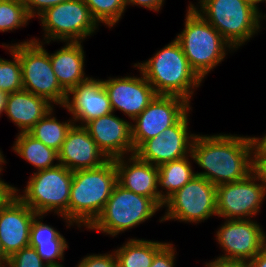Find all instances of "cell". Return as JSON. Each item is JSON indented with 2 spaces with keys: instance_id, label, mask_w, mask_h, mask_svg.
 Segmentation results:
<instances>
[{
  "instance_id": "6da1fadb",
  "label": "cell",
  "mask_w": 266,
  "mask_h": 267,
  "mask_svg": "<svg viewBox=\"0 0 266 267\" xmlns=\"http://www.w3.org/2000/svg\"><path fill=\"white\" fill-rule=\"evenodd\" d=\"M252 136L232 134L200 135L191 148L193 162L204 171L196 172L213 185L240 181L254 172Z\"/></svg>"
},
{
  "instance_id": "7a4b0ae2",
  "label": "cell",
  "mask_w": 266,
  "mask_h": 267,
  "mask_svg": "<svg viewBox=\"0 0 266 267\" xmlns=\"http://www.w3.org/2000/svg\"><path fill=\"white\" fill-rule=\"evenodd\" d=\"M133 66L140 69L157 95L178 96L189 103L195 89L203 83L191 68L176 39L156 51L148 60Z\"/></svg>"
},
{
  "instance_id": "3957f363",
  "label": "cell",
  "mask_w": 266,
  "mask_h": 267,
  "mask_svg": "<svg viewBox=\"0 0 266 267\" xmlns=\"http://www.w3.org/2000/svg\"><path fill=\"white\" fill-rule=\"evenodd\" d=\"M116 184L115 159H109L97 168L74 171L68 221L87 229L100 215Z\"/></svg>"
},
{
  "instance_id": "277c9868",
  "label": "cell",
  "mask_w": 266,
  "mask_h": 267,
  "mask_svg": "<svg viewBox=\"0 0 266 267\" xmlns=\"http://www.w3.org/2000/svg\"><path fill=\"white\" fill-rule=\"evenodd\" d=\"M187 8L184 28L175 39L191 68L204 80L211 70L224 61L228 51L230 53L235 49L190 4Z\"/></svg>"
},
{
  "instance_id": "5b68a950",
  "label": "cell",
  "mask_w": 266,
  "mask_h": 267,
  "mask_svg": "<svg viewBox=\"0 0 266 267\" xmlns=\"http://www.w3.org/2000/svg\"><path fill=\"white\" fill-rule=\"evenodd\" d=\"M189 4L235 51L261 31L260 10L246 0H198L199 5Z\"/></svg>"
},
{
  "instance_id": "8992f818",
  "label": "cell",
  "mask_w": 266,
  "mask_h": 267,
  "mask_svg": "<svg viewBox=\"0 0 266 267\" xmlns=\"http://www.w3.org/2000/svg\"><path fill=\"white\" fill-rule=\"evenodd\" d=\"M73 172L63 165L35 171L29 177L26 187H14V193L36 214L54 212L66 222L67 229L74 224L68 221V204ZM19 193V194H18Z\"/></svg>"
},
{
  "instance_id": "52a82bcc",
  "label": "cell",
  "mask_w": 266,
  "mask_h": 267,
  "mask_svg": "<svg viewBox=\"0 0 266 267\" xmlns=\"http://www.w3.org/2000/svg\"><path fill=\"white\" fill-rule=\"evenodd\" d=\"M159 210L160 207L151 198L129 191L117 183L100 215L87 229L117 237L149 220Z\"/></svg>"
},
{
  "instance_id": "ba28073f",
  "label": "cell",
  "mask_w": 266,
  "mask_h": 267,
  "mask_svg": "<svg viewBox=\"0 0 266 267\" xmlns=\"http://www.w3.org/2000/svg\"><path fill=\"white\" fill-rule=\"evenodd\" d=\"M43 45V42L30 39L11 45L2 44V47H10L19 56L23 90L41 96L53 105L63 107L67 92L60 86L49 54Z\"/></svg>"
},
{
  "instance_id": "9c48e42d",
  "label": "cell",
  "mask_w": 266,
  "mask_h": 267,
  "mask_svg": "<svg viewBox=\"0 0 266 267\" xmlns=\"http://www.w3.org/2000/svg\"><path fill=\"white\" fill-rule=\"evenodd\" d=\"M43 27L44 36L36 42L50 44L51 41L83 42L99 29V24L92 17L83 0H69L46 9L38 17ZM45 41V42H44Z\"/></svg>"
},
{
  "instance_id": "30bf717a",
  "label": "cell",
  "mask_w": 266,
  "mask_h": 267,
  "mask_svg": "<svg viewBox=\"0 0 266 267\" xmlns=\"http://www.w3.org/2000/svg\"><path fill=\"white\" fill-rule=\"evenodd\" d=\"M163 208H166L165 214L159 222H204L212 216H217L216 186L204 177L195 175L165 201Z\"/></svg>"
},
{
  "instance_id": "8fae6325",
  "label": "cell",
  "mask_w": 266,
  "mask_h": 267,
  "mask_svg": "<svg viewBox=\"0 0 266 267\" xmlns=\"http://www.w3.org/2000/svg\"><path fill=\"white\" fill-rule=\"evenodd\" d=\"M266 189L259 176L248 177L216 186L217 216L223 219H251L259 212Z\"/></svg>"
},
{
  "instance_id": "7c38bea8",
  "label": "cell",
  "mask_w": 266,
  "mask_h": 267,
  "mask_svg": "<svg viewBox=\"0 0 266 267\" xmlns=\"http://www.w3.org/2000/svg\"><path fill=\"white\" fill-rule=\"evenodd\" d=\"M224 220L215 235L224 251L218 259L249 262L266 246V234L256 220Z\"/></svg>"
},
{
  "instance_id": "4fadbf2b",
  "label": "cell",
  "mask_w": 266,
  "mask_h": 267,
  "mask_svg": "<svg viewBox=\"0 0 266 267\" xmlns=\"http://www.w3.org/2000/svg\"><path fill=\"white\" fill-rule=\"evenodd\" d=\"M190 108L173 126L161 134L144 141L134 154L154 166L177 160L191 154L192 143L196 134L189 133Z\"/></svg>"
},
{
  "instance_id": "5bb4252c",
  "label": "cell",
  "mask_w": 266,
  "mask_h": 267,
  "mask_svg": "<svg viewBox=\"0 0 266 267\" xmlns=\"http://www.w3.org/2000/svg\"><path fill=\"white\" fill-rule=\"evenodd\" d=\"M190 108L184 98L157 95L131 124L134 152L144 141L173 126Z\"/></svg>"
},
{
  "instance_id": "9a60e30c",
  "label": "cell",
  "mask_w": 266,
  "mask_h": 267,
  "mask_svg": "<svg viewBox=\"0 0 266 267\" xmlns=\"http://www.w3.org/2000/svg\"><path fill=\"white\" fill-rule=\"evenodd\" d=\"M138 76L109 77L102 80L113 112L121 111L134 120L156 98L157 93L140 71Z\"/></svg>"
},
{
  "instance_id": "2e32d148",
  "label": "cell",
  "mask_w": 266,
  "mask_h": 267,
  "mask_svg": "<svg viewBox=\"0 0 266 267\" xmlns=\"http://www.w3.org/2000/svg\"><path fill=\"white\" fill-rule=\"evenodd\" d=\"M37 214L14 192L0 206V243L9 258L30 242V228Z\"/></svg>"
},
{
  "instance_id": "e0dca14e",
  "label": "cell",
  "mask_w": 266,
  "mask_h": 267,
  "mask_svg": "<svg viewBox=\"0 0 266 267\" xmlns=\"http://www.w3.org/2000/svg\"><path fill=\"white\" fill-rule=\"evenodd\" d=\"M62 108L72 114L74 125L78 126H84L93 119L113 112L103 81L93 77L72 88L67 93L66 102Z\"/></svg>"
},
{
  "instance_id": "ac0fdd59",
  "label": "cell",
  "mask_w": 266,
  "mask_h": 267,
  "mask_svg": "<svg viewBox=\"0 0 266 267\" xmlns=\"http://www.w3.org/2000/svg\"><path fill=\"white\" fill-rule=\"evenodd\" d=\"M132 121L111 114L87 122L83 127L108 159L134 154ZM131 153V154H130Z\"/></svg>"
},
{
  "instance_id": "d6986e66",
  "label": "cell",
  "mask_w": 266,
  "mask_h": 267,
  "mask_svg": "<svg viewBox=\"0 0 266 267\" xmlns=\"http://www.w3.org/2000/svg\"><path fill=\"white\" fill-rule=\"evenodd\" d=\"M109 159L83 126L73 125L58 152V163L72 172L97 168Z\"/></svg>"
},
{
  "instance_id": "ffe728a7",
  "label": "cell",
  "mask_w": 266,
  "mask_h": 267,
  "mask_svg": "<svg viewBox=\"0 0 266 267\" xmlns=\"http://www.w3.org/2000/svg\"><path fill=\"white\" fill-rule=\"evenodd\" d=\"M115 167L117 183L120 186L151 198L160 208H163L165 202L159 197L157 166L140 160L132 154L116 158Z\"/></svg>"
},
{
  "instance_id": "44dd1931",
  "label": "cell",
  "mask_w": 266,
  "mask_h": 267,
  "mask_svg": "<svg viewBox=\"0 0 266 267\" xmlns=\"http://www.w3.org/2000/svg\"><path fill=\"white\" fill-rule=\"evenodd\" d=\"M53 108L54 105L47 99L20 90L7 94L3 113L18 127L20 133H23L29 132Z\"/></svg>"
},
{
  "instance_id": "7402d4cb",
  "label": "cell",
  "mask_w": 266,
  "mask_h": 267,
  "mask_svg": "<svg viewBox=\"0 0 266 267\" xmlns=\"http://www.w3.org/2000/svg\"><path fill=\"white\" fill-rule=\"evenodd\" d=\"M83 42H65L61 49L49 54L53 71L60 86L68 93L90 77L85 75Z\"/></svg>"
},
{
  "instance_id": "603a6c76",
  "label": "cell",
  "mask_w": 266,
  "mask_h": 267,
  "mask_svg": "<svg viewBox=\"0 0 266 267\" xmlns=\"http://www.w3.org/2000/svg\"><path fill=\"white\" fill-rule=\"evenodd\" d=\"M44 216L46 215L37 214L33 218L29 246L36 249L48 267H65L58 259L64 261V252L69 248L68 243L57 228L43 223Z\"/></svg>"
},
{
  "instance_id": "cb8c5ba5",
  "label": "cell",
  "mask_w": 266,
  "mask_h": 267,
  "mask_svg": "<svg viewBox=\"0 0 266 267\" xmlns=\"http://www.w3.org/2000/svg\"><path fill=\"white\" fill-rule=\"evenodd\" d=\"M190 159L191 154L158 166L159 197L164 202L196 175Z\"/></svg>"
},
{
  "instance_id": "d4e9b609",
  "label": "cell",
  "mask_w": 266,
  "mask_h": 267,
  "mask_svg": "<svg viewBox=\"0 0 266 267\" xmlns=\"http://www.w3.org/2000/svg\"><path fill=\"white\" fill-rule=\"evenodd\" d=\"M12 149L26 162L35 166L37 171L53 168L59 164L58 152L53 148L47 147L28 132H19L16 135Z\"/></svg>"
},
{
  "instance_id": "484cf974",
  "label": "cell",
  "mask_w": 266,
  "mask_h": 267,
  "mask_svg": "<svg viewBox=\"0 0 266 267\" xmlns=\"http://www.w3.org/2000/svg\"><path fill=\"white\" fill-rule=\"evenodd\" d=\"M167 242L131 238L114 249L117 267H150L155 254Z\"/></svg>"
},
{
  "instance_id": "4316f807",
  "label": "cell",
  "mask_w": 266,
  "mask_h": 267,
  "mask_svg": "<svg viewBox=\"0 0 266 267\" xmlns=\"http://www.w3.org/2000/svg\"><path fill=\"white\" fill-rule=\"evenodd\" d=\"M53 113L54 108L41 118L28 133L43 142L47 147L59 152L68 131L74 125V121L72 118L65 122L58 121Z\"/></svg>"
},
{
  "instance_id": "83f0119b",
  "label": "cell",
  "mask_w": 266,
  "mask_h": 267,
  "mask_svg": "<svg viewBox=\"0 0 266 267\" xmlns=\"http://www.w3.org/2000/svg\"><path fill=\"white\" fill-rule=\"evenodd\" d=\"M92 17L100 25L114 27L127 9L126 0H83Z\"/></svg>"
},
{
  "instance_id": "f1b7e54d",
  "label": "cell",
  "mask_w": 266,
  "mask_h": 267,
  "mask_svg": "<svg viewBox=\"0 0 266 267\" xmlns=\"http://www.w3.org/2000/svg\"><path fill=\"white\" fill-rule=\"evenodd\" d=\"M30 20L23 0H0V32L25 27Z\"/></svg>"
},
{
  "instance_id": "f546056e",
  "label": "cell",
  "mask_w": 266,
  "mask_h": 267,
  "mask_svg": "<svg viewBox=\"0 0 266 267\" xmlns=\"http://www.w3.org/2000/svg\"><path fill=\"white\" fill-rule=\"evenodd\" d=\"M13 60L0 57V92L9 94L23 90L22 71L19 56L10 48Z\"/></svg>"
},
{
  "instance_id": "4dcf8cb0",
  "label": "cell",
  "mask_w": 266,
  "mask_h": 267,
  "mask_svg": "<svg viewBox=\"0 0 266 267\" xmlns=\"http://www.w3.org/2000/svg\"><path fill=\"white\" fill-rule=\"evenodd\" d=\"M7 267H48L33 247H25L8 258Z\"/></svg>"
},
{
  "instance_id": "1f68e13d",
  "label": "cell",
  "mask_w": 266,
  "mask_h": 267,
  "mask_svg": "<svg viewBox=\"0 0 266 267\" xmlns=\"http://www.w3.org/2000/svg\"><path fill=\"white\" fill-rule=\"evenodd\" d=\"M75 267H117L114 250L105 254H89L82 258Z\"/></svg>"
},
{
  "instance_id": "d6a6232c",
  "label": "cell",
  "mask_w": 266,
  "mask_h": 267,
  "mask_svg": "<svg viewBox=\"0 0 266 267\" xmlns=\"http://www.w3.org/2000/svg\"><path fill=\"white\" fill-rule=\"evenodd\" d=\"M167 242L154 256L150 267H175L176 249ZM176 252V253H175Z\"/></svg>"
},
{
  "instance_id": "836d02e7",
  "label": "cell",
  "mask_w": 266,
  "mask_h": 267,
  "mask_svg": "<svg viewBox=\"0 0 266 267\" xmlns=\"http://www.w3.org/2000/svg\"><path fill=\"white\" fill-rule=\"evenodd\" d=\"M25 9L31 18L38 17L46 9L69 0H23Z\"/></svg>"
},
{
  "instance_id": "e575fe53",
  "label": "cell",
  "mask_w": 266,
  "mask_h": 267,
  "mask_svg": "<svg viewBox=\"0 0 266 267\" xmlns=\"http://www.w3.org/2000/svg\"><path fill=\"white\" fill-rule=\"evenodd\" d=\"M165 0H126V5L127 6H139V7H144L145 9L153 10V12H159V10L162 9L164 6Z\"/></svg>"
},
{
  "instance_id": "d590c367",
  "label": "cell",
  "mask_w": 266,
  "mask_h": 267,
  "mask_svg": "<svg viewBox=\"0 0 266 267\" xmlns=\"http://www.w3.org/2000/svg\"><path fill=\"white\" fill-rule=\"evenodd\" d=\"M254 172L259 176L266 189V155H254Z\"/></svg>"
},
{
  "instance_id": "8d00e7d4",
  "label": "cell",
  "mask_w": 266,
  "mask_h": 267,
  "mask_svg": "<svg viewBox=\"0 0 266 267\" xmlns=\"http://www.w3.org/2000/svg\"><path fill=\"white\" fill-rule=\"evenodd\" d=\"M205 267H251L247 261L222 260L216 258L206 262Z\"/></svg>"
},
{
  "instance_id": "74e56055",
  "label": "cell",
  "mask_w": 266,
  "mask_h": 267,
  "mask_svg": "<svg viewBox=\"0 0 266 267\" xmlns=\"http://www.w3.org/2000/svg\"><path fill=\"white\" fill-rule=\"evenodd\" d=\"M4 169H0V176L1 172ZM14 192V186L4 182V180L0 177V206L8 199V197Z\"/></svg>"
},
{
  "instance_id": "f35d334b",
  "label": "cell",
  "mask_w": 266,
  "mask_h": 267,
  "mask_svg": "<svg viewBox=\"0 0 266 267\" xmlns=\"http://www.w3.org/2000/svg\"><path fill=\"white\" fill-rule=\"evenodd\" d=\"M254 142V155H266V134L263 137H252Z\"/></svg>"
},
{
  "instance_id": "ab89813d",
  "label": "cell",
  "mask_w": 266,
  "mask_h": 267,
  "mask_svg": "<svg viewBox=\"0 0 266 267\" xmlns=\"http://www.w3.org/2000/svg\"><path fill=\"white\" fill-rule=\"evenodd\" d=\"M251 267H266V246L249 261Z\"/></svg>"
},
{
  "instance_id": "60d3db41",
  "label": "cell",
  "mask_w": 266,
  "mask_h": 267,
  "mask_svg": "<svg viewBox=\"0 0 266 267\" xmlns=\"http://www.w3.org/2000/svg\"><path fill=\"white\" fill-rule=\"evenodd\" d=\"M8 257L5 255L0 243V267L7 266Z\"/></svg>"
},
{
  "instance_id": "b9f144b4",
  "label": "cell",
  "mask_w": 266,
  "mask_h": 267,
  "mask_svg": "<svg viewBox=\"0 0 266 267\" xmlns=\"http://www.w3.org/2000/svg\"><path fill=\"white\" fill-rule=\"evenodd\" d=\"M6 93L0 92V117L4 112L5 109V100H6Z\"/></svg>"
},
{
  "instance_id": "7bdbcfd3",
  "label": "cell",
  "mask_w": 266,
  "mask_h": 267,
  "mask_svg": "<svg viewBox=\"0 0 266 267\" xmlns=\"http://www.w3.org/2000/svg\"><path fill=\"white\" fill-rule=\"evenodd\" d=\"M7 163L4 157L3 152L0 150V169H3V164Z\"/></svg>"
},
{
  "instance_id": "ee69618b",
  "label": "cell",
  "mask_w": 266,
  "mask_h": 267,
  "mask_svg": "<svg viewBox=\"0 0 266 267\" xmlns=\"http://www.w3.org/2000/svg\"><path fill=\"white\" fill-rule=\"evenodd\" d=\"M246 1L250 2L251 4H253L259 10V7H258L259 5L258 4L261 3V0H246Z\"/></svg>"
},
{
  "instance_id": "f6af8a7d",
  "label": "cell",
  "mask_w": 266,
  "mask_h": 267,
  "mask_svg": "<svg viewBox=\"0 0 266 267\" xmlns=\"http://www.w3.org/2000/svg\"><path fill=\"white\" fill-rule=\"evenodd\" d=\"M266 14H262V11L260 12V22L262 23L263 19H266Z\"/></svg>"
}]
</instances>
